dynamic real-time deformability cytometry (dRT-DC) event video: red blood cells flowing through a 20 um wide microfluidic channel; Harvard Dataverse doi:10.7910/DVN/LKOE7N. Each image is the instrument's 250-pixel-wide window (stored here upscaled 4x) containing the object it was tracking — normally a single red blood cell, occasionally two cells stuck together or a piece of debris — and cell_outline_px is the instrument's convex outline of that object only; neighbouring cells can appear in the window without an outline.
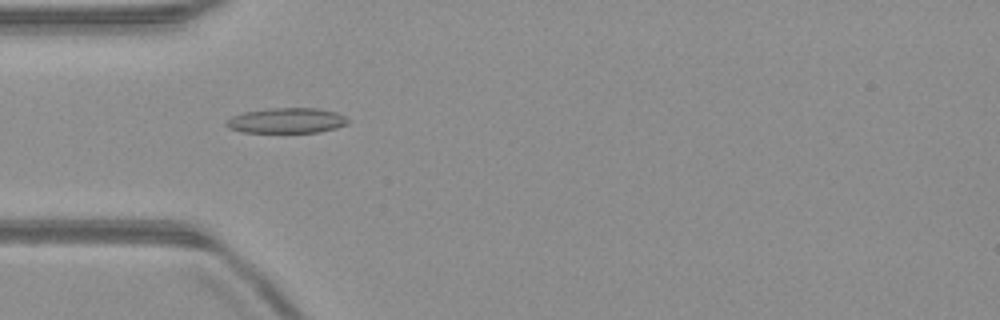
{"species": "common noctule bat (a hibernating species)", "species_latin": "Nyctalus noctula", "temperature_condition": "warm", "stored_images_in_passage": 51, "camera_frame_rate_fps": 3000, "um_per_image_px": 0.085, "animal": {"sex": "male", "body_mass_g": 23.1, "forearm_length_mm": 52.7}, "frame": {"image": 1, "passage_image": 16, "time_ms": 5.0, "image_size_px": [1000, 320], "cell_outline_px": [[348, 124], [336, 128], [320, 132], [240, 132], [228, 128], [224, 124], [224, 120], [232, 116], [244, 112], [272, 108], [316, 108], [336, 112], [344, 116], [348, 120]], "centroid_in_image_um": [24.33, 10.25], "position_along_channel_um": 60.7, "area_um2": 17.98}}
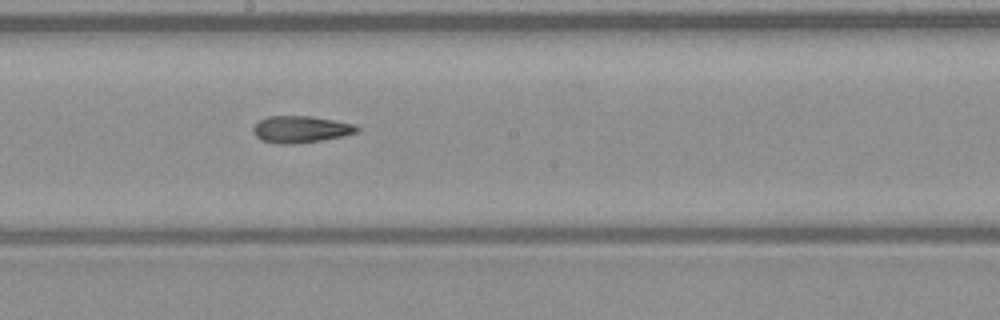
{"frame": {"image": 2, "passage_image": 28, "time_ms": 9.0, "image_size_px": [1000, 320], "cell_outline_px": [[360, 128], [356, 132], [344, 136], [320, 140], [292, 144], [284, 144], [260, 140], [252, 132], [252, 128], [260, 120], [268, 116], [312, 116], [336, 120], [356, 124]], "centroid_in_image_um": [25.57, 10.98], "position_along_channel_um": 222.6, "area_um2": 16.24}}
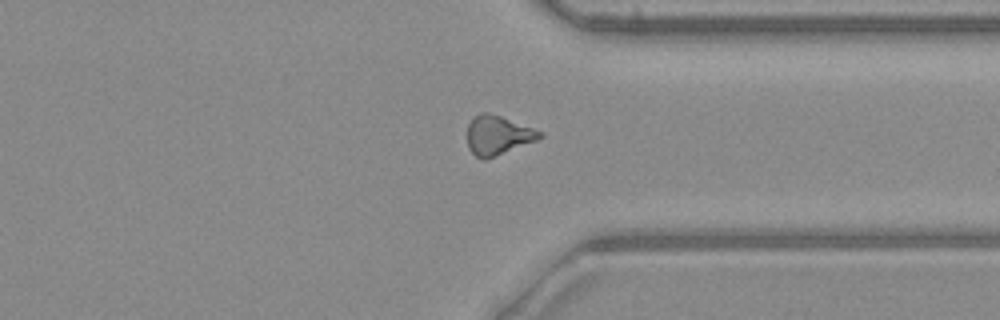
{"frame": {"image": 3, "passage_image": 39, "time_ms": 12.667, "image_size_px": [1000, 320], "cell_outline_px": [[544, 136], [536, 140], [484, 160], [476, 156], [468, 148], [468, 124], [480, 112], [488, 112], [500, 116], [544, 132]], "centroid_in_image_um": [42.32, 11.49], "position_along_channel_um": 369.1, "area_um2": 16.24}, "authors_computed_cell_mechanics": {"area_um2": 16.3574, "velocity_mm_per_s": 4.0541, "shape_relaxation_time_tau1_ms": null, "shape_relaxation_time_tau2_ms": 6.2827, "deformation_change_tau1": null, "deformation_change_tau2": 0.1712}}